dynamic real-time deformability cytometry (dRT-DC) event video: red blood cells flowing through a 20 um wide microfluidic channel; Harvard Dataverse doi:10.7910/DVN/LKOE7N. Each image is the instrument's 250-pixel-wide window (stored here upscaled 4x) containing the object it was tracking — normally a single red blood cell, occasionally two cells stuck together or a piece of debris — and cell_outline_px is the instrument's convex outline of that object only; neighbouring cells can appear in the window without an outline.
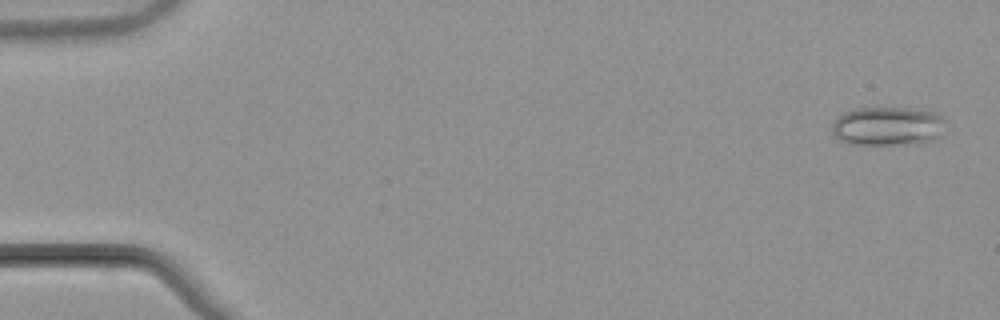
{"species": "common noctule bat (a hibernating species)", "species_latin": "Nyctalus noctula", "temperature_condition": "warm", "stored_images_in_passage": 53, "camera_frame_rate_fps": 3000, "um_per_image_px": 0.085, "animal": {"sex": "male", "body_mass_g": 21.5, "forearm_length_mm": 52.0}, "frame": {"image": 1, "passage_image": 2, "time_ms": 0.333, "image_size_px": [1000, 320], "cell_outline_px": [[940, 136], [936, 140], [896, 144], [848, 144], [840, 140], [832, 132], [832, 124], [836, 116], [844, 112], [856, 108], [912, 108], [936, 112], [940, 116]], "centroid_in_image_um": [75.36, 10.71], "position_along_channel_um": 9.6, "area_um2": 25.37}}
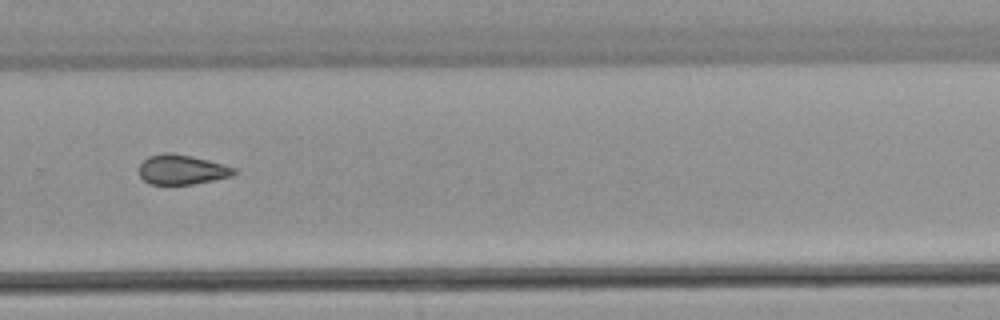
{"frame": {"image": 2, "passage_image": 37, "time_ms": 12.0, "image_size_px": [1000, 320], "cell_outline_px": [[236, 172], [232, 176], [192, 184], [148, 184], [140, 176], [140, 164], [148, 156], [164, 152], [172, 152], [192, 156], [224, 164], [236, 168]], "centroid_in_image_um": [15.45, 14.4], "position_along_channel_um": 314.3, "area_um2": 16.47}}
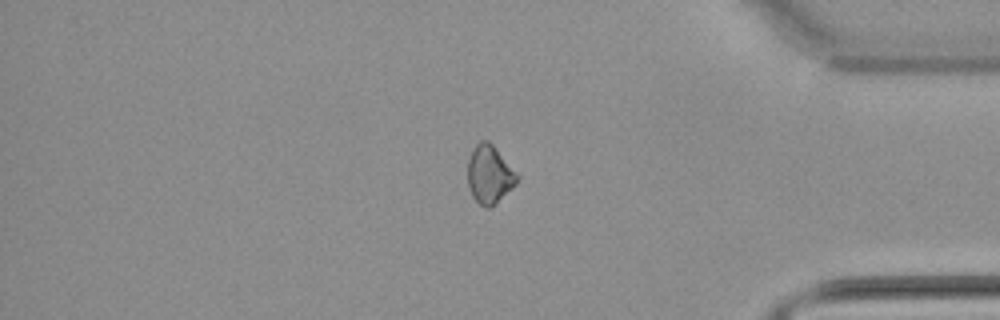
{"frame": {"image": 3, "passage_image": 45, "time_ms": 14.667, "image_size_px": [1000, 320], "cell_outline_px": [[520, 176], [516, 184], [492, 208], [484, 208], [472, 196], [468, 184], [468, 160], [472, 148], [480, 140], [488, 140], [492, 144]], "centroid_in_image_um": [41.61, 14.84], "position_along_channel_um": 393.6, "area_um2": 16.88}, "authors_computed_cell_mechanics": {"area_um2": 17.34, "velocity_mm_per_s": 3.8637, "shape_relaxation_time_tau1_ms": null, "shape_relaxation_time_tau2_ms": 3.9419, "deformation_change_tau1": null, "deformation_change_tau2": 0.0636}}